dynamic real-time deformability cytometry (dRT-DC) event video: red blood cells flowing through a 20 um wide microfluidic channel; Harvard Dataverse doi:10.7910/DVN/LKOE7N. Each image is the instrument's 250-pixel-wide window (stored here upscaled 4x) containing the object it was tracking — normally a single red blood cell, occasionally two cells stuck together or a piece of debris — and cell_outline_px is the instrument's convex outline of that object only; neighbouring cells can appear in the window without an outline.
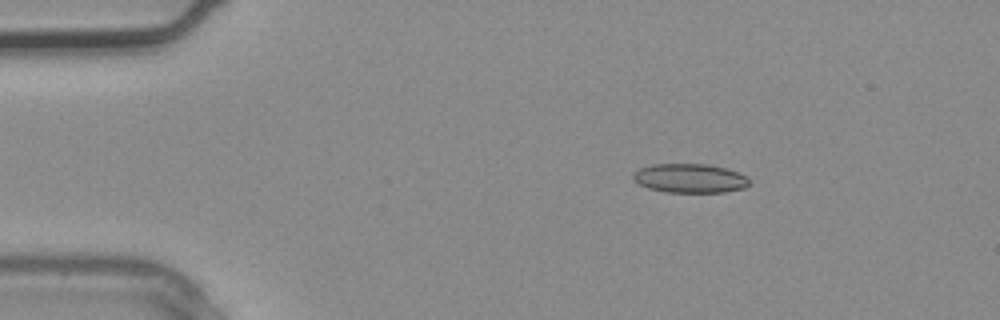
{"species": "common noctule bat (a hibernating species)", "species_latin": "Nyctalus noctula", "temperature_condition": "warm", "stored_images_in_passage": 3, "camera_frame_rate_fps": 3000, "um_per_image_px": 0.085, "animal": {"sex": "male", "body_mass_g": 20.4}, "frame": {"image": 1, "passage_image": 2, "time_ms": 0.333, "image_size_px": [1000, 320], "cell_outline_px": [[748, 184], [744, 188], [724, 192], [668, 192], [648, 188], [640, 184], [632, 176], [632, 172], [640, 168], [652, 164], [708, 164], [724, 168], [748, 176]], "centroid_in_image_um": [58.63, 15.15], "position_along_channel_um": 26.4, "area_um2": 19.54}}